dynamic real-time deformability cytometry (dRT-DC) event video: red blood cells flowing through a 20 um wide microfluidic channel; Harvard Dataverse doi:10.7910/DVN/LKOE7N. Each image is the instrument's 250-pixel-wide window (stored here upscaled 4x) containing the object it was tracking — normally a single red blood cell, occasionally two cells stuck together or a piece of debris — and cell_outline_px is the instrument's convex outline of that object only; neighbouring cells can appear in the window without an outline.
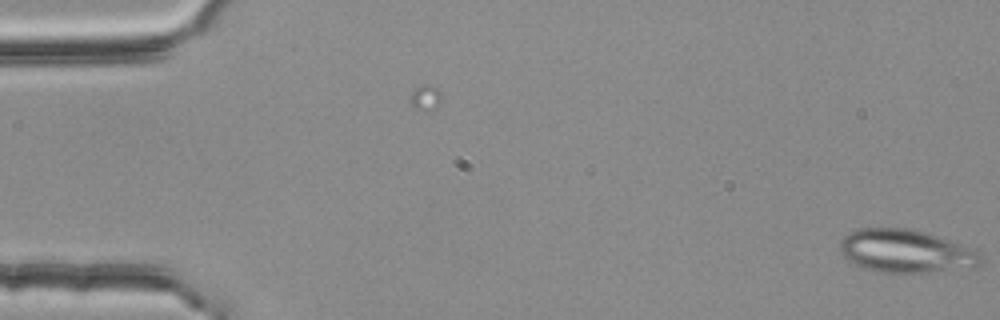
{"species": "common noctule bat (a hibernating species)", "species_latin": "Nyctalus noctula", "temperature_condition": "room temperature", "stored_images_in_passage": 7, "camera_frame_rate_fps": 3000, "um_per_image_px": 0.085, "animal": {"sex": "female", "body_mass_g": 25.1}, "frame": {"image": 1, "passage_image": 7, "time_ms": 2.0, "image_size_px": [1000, 320], "cell_outline_px": [[980, 264], [972, 268], [920, 272], [876, 272], [864, 268], [848, 260], [840, 252], [840, 240], [844, 236], [860, 228], [908, 228], [924, 232], [936, 236], [980, 252]], "centroid_in_image_um": [76.95, 21.35], "position_along_channel_um": 8.1, "area_um2": 34.8}}